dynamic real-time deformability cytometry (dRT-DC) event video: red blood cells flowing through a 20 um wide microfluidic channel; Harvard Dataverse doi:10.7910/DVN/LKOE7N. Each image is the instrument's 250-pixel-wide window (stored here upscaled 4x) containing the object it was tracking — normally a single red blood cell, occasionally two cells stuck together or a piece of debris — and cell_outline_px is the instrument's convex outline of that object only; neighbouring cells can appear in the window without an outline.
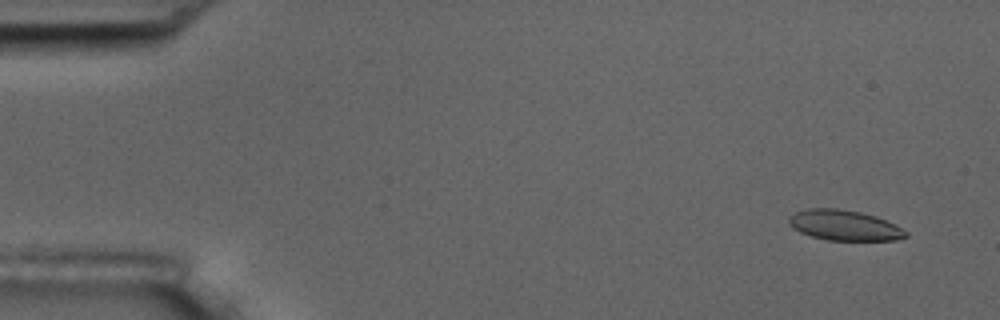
{"species": "common noctule bat (a hibernating species)", "species_latin": "Nyctalus noctula", "temperature_condition": "room temperature", "stored_images_in_passage": 54, "camera_frame_rate_fps": 3000, "um_per_image_px": 0.085, "animal": {"sex": "male", "body_mass_g": 17.5, "forearm_length_mm": 52.3}, "frame": {"image": 1, "passage_image": 2, "time_ms": 0.333, "image_size_px": [1000, 320], "cell_outline_px": [[908, 236], [896, 240], [828, 240], [812, 236], [800, 232], [792, 228], [788, 224], [788, 216], [796, 212], [808, 208], [836, 208], [860, 212], [876, 216], [908, 232]], "centroid_in_image_um": [71.72, 19.15], "position_along_channel_um": 13.3, "area_um2": 20.58}}
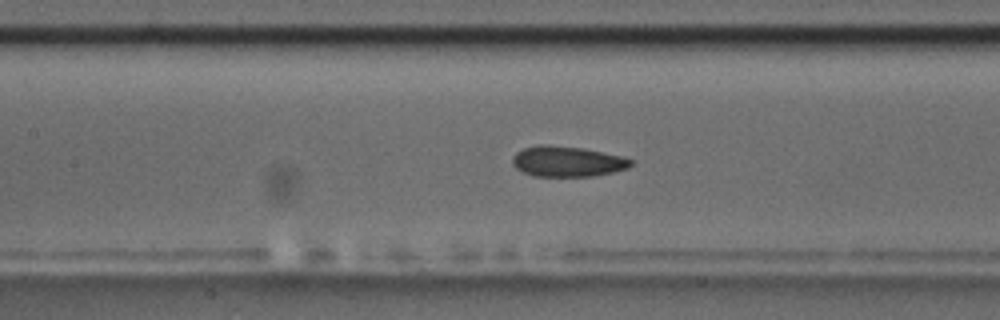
{"frame": {"image": 2, "passage_image": 24, "time_ms": 7.667, "image_size_px": [1000, 320], "cell_outline_px": [[632, 164], [628, 168], [612, 172], [592, 176], [532, 176], [516, 168], [512, 164], [512, 156], [516, 152], [524, 148], [540, 144], [548, 144], [580, 148], [624, 156], [632, 160]], "centroid_in_image_um": [48.2, 13.72], "position_along_channel_um": 159.2, "area_um2": 21.04}}
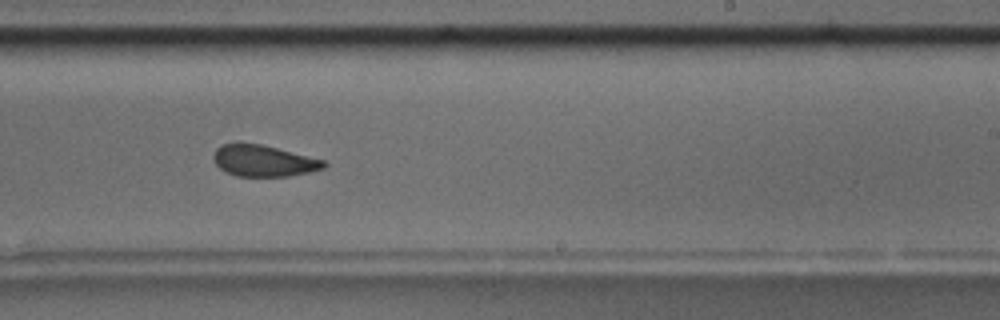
{"frame": {"image": 3, "passage_image": 33, "time_ms": 10.667, "image_size_px": [1000, 320], "cell_outline_px": [[328, 164], [324, 168], [308, 172], [288, 176], [236, 176], [220, 168], [212, 160], [212, 156], [216, 148], [220, 144], [260, 144], [324, 160]], "centroid_in_image_um": [22.38, 13.67], "position_along_channel_um": 266.6, "area_um2": 19.88}, "authors_computed_cell_mechanics": {"area_um2": 21.2126, "velocity_mm_per_s": 3.6031, "shape_relaxation_time_tau1_ms": 8.5367, "shape_relaxation_time_tau2_ms": 2.077, "deformation_change_tau1": 0.1434, "deformation_change_tau2": 0.0802}}